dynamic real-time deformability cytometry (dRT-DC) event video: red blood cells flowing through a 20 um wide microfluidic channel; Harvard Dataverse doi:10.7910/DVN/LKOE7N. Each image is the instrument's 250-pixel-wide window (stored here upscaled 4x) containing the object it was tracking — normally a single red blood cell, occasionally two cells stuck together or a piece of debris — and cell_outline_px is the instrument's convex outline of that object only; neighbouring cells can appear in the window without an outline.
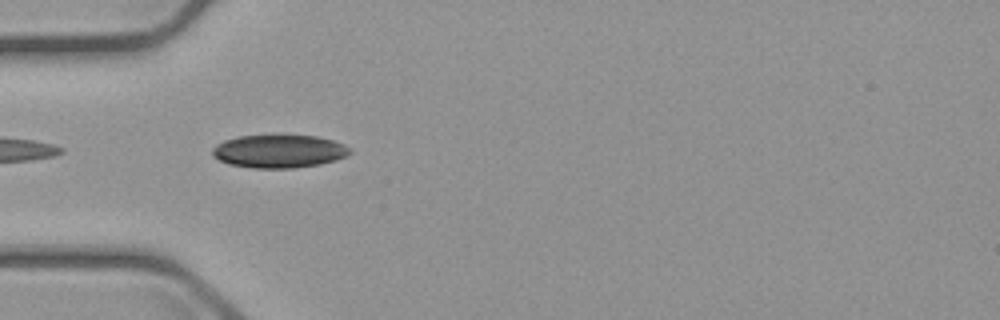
{"species": "common noctule bat (a hibernating species)", "species_latin": "Nyctalus noctula", "temperature_condition": "cold", "stored_images_in_passage": 3, "camera_frame_rate_fps": 3000, "um_per_image_px": 0.085, "animal": {"sex": "male", "body_mass_g": 23.1, "forearm_length_mm": 52.7}, "frame": {"image": 1, "passage_image": 2, "time_ms": 1.333, "image_size_px": [1000, 320], "cell_outline_px": [[352, 152], [336, 160], [320, 164], [292, 168], [252, 168], [228, 164], [212, 156], [212, 148], [216, 144], [224, 140], [240, 136], [276, 132], [316, 136], [332, 140], [344, 144], [352, 148]], "centroid_in_image_um": [23.7, 12.81], "position_along_channel_um": 61.3, "area_um2": 27.51}}
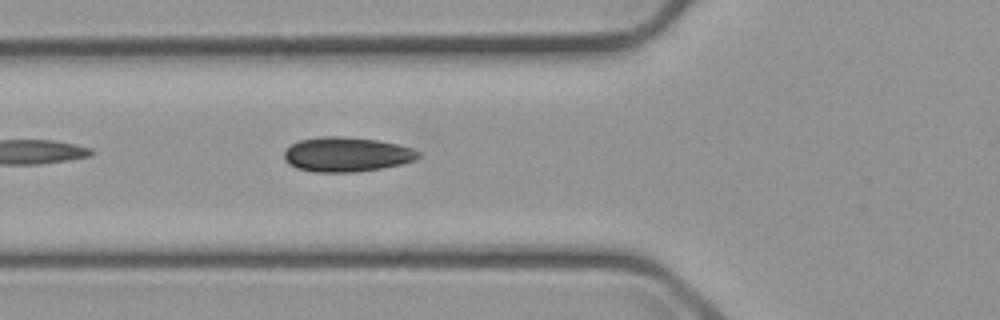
{"frame": {"image": 2, "passage_image": 3, "time_ms": 2.333, "image_size_px": [1000, 320], "cell_outline_px": [[420, 156], [416, 160], [400, 164], [380, 168], [356, 172], [316, 172], [296, 168], [288, 164], [284, 160], [284, 152], [292, 144], [300, 140], [320, 136], [340, 136], [376, 140], [396, 144], [412, 148], [420, 152]], "centroid_in_image_um": [29.45, 13.13], "position_along_channel_um": 96.4, "area_um2": 26.99}}